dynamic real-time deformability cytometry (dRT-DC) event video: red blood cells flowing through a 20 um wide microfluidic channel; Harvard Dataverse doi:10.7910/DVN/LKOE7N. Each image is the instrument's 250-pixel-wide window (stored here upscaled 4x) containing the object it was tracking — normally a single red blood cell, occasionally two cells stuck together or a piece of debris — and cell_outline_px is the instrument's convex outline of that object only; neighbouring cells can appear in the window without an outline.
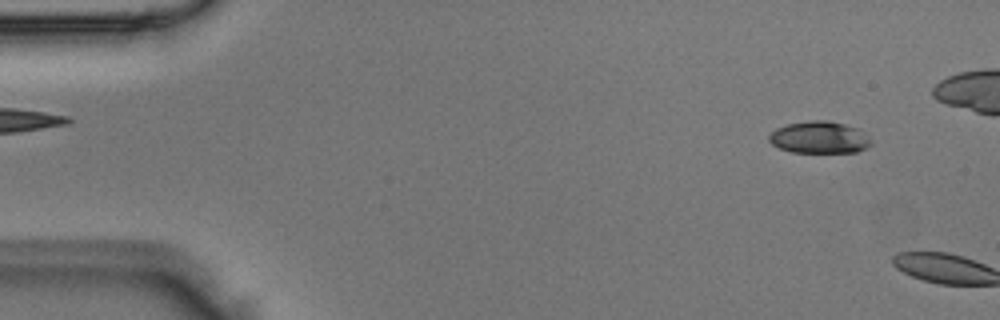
{"species": "Egyptian fruit bat (a non-hibernating species)", "species_latin": "Rousettus aegyptiacus", "temperature_condition": "room temperature", "stored_images_in_passage": 6, "camera_frame_rate_fps": 3000, "um_per_image_px": 0.085, "animal": {"sex": "male"}, "frame": {"image": 1, "passage_image": 4, "time_ms": 1.0, "image_size_px": [1000, 320], "cell_outline_px": [[872, 144], [856, 152], [792, 152], [780, 148], [772, 144], [768, 140], [768, 136], [776, 128], [788, 124], [808, 120], [828, 120], [844, 124], [856, 128], [872, 140]], "centroid_in_image_um": [69.62, 11.67], "position_along_channel_um": 15.4, "area_um2": 18.9}}